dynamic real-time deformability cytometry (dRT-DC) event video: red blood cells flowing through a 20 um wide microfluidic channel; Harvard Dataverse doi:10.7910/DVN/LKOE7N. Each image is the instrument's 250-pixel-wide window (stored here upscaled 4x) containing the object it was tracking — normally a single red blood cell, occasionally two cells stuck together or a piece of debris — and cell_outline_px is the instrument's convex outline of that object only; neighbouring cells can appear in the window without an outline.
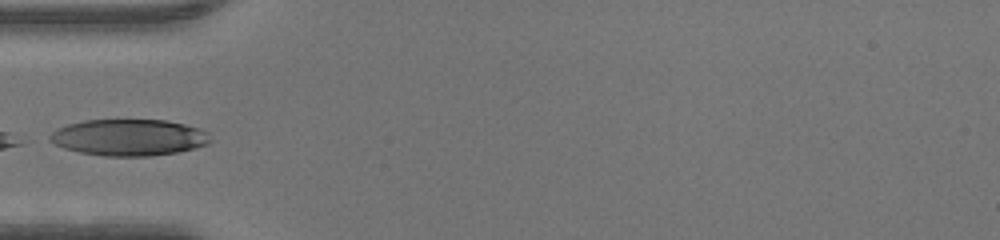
{"species": "human", "species_latin": "Homo sapiens", "temperature_condition": "warm", "stored_images_in_passage": 32, "camera_frame_rate_fps": 3000, "um_per_image_px": 0.085, "donor": {"sex": "male"}, "frame": {"image": 1, "passage_image": 1, "time_ms": 0.0, "image_size_px": [1000, 240], "cell_outline_px": [[212, 140], [208, 144], [176, 152], [148, 156], [104, 156], [80, 152], [64, 148], [48, 140], [48, 136], [56, 128], [68, 124], [84, 120], [168, 120], [200, 128], [208, 132]], "centroid_in_image_um": [10.95, 11.67], "position_along_channel_um": 74.0, "area_um2": 34.16}}